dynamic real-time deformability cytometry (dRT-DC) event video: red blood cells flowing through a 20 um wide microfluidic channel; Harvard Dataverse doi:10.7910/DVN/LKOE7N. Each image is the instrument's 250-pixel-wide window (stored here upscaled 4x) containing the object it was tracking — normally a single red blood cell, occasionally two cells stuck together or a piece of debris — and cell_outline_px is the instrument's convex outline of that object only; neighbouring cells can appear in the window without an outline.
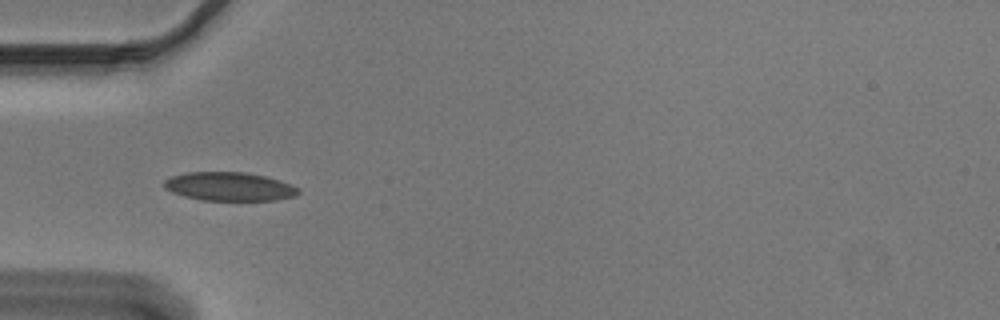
{"species": "Egyptian fruit bat (a non-hibernating species)", "species_latin": "Rousettus aegyptiacus", "temperature_condition": "cold", "stored_images_in_passage": 14, "camera_frame_rate_fps": 3000, "um_per_image_px": 0.085, "animal": {"sex": "male"}, "frame": {"image": 1, "passage_image": 5, "time_ms": 1.333, "image_size_px": [1000, 320], "cell_outline_px": [[300, 192], [296, 196], [276, 200], [200, 200], [184, 196], [172, 192], [164, 188], [164, 180], [172, 176], [188, 172], [248, 172], [280, 180], [300, 188]], "centroid_in_image_um": [19.51, 15.85], "position_along_channel_um": 65.5, "area_um2": 22.48}}
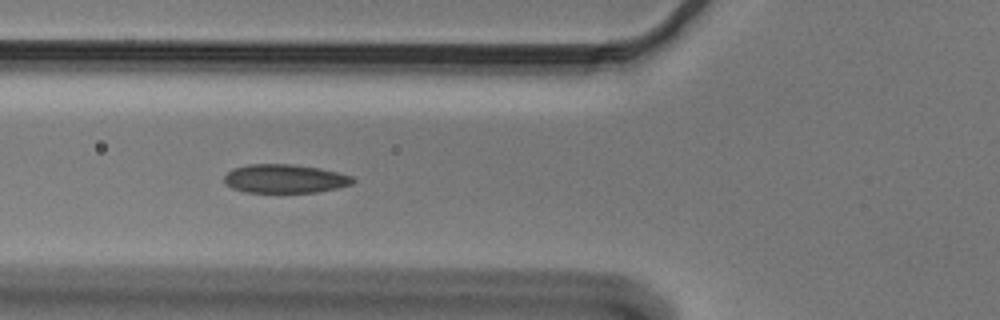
{"frame": {"image": 2, "passage_image": 8, "time_ms": 2.333, "image_size_px": [1000, 320], "cell_outline_px": [[356, 180], [352, 184], [336, 188], [316, 192], [244, 192], [232, 188], [224, 180], [224, 176], [232, 168], [248, 164], [292, 164], [320, 168], [352, 176]], "centroid_in_image_um": [24.2, 15.18], "position_along_channel_um": 101.6, "area_um2": 21.44}}
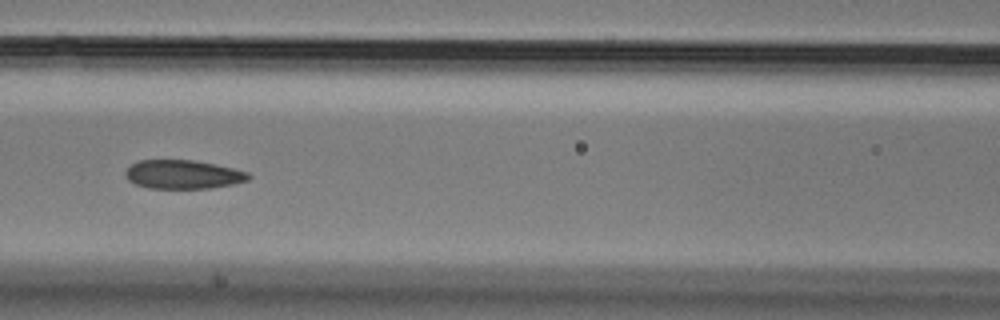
{"frame": {"image": 3, "passage_image": 12, "time_ms": 3.667, "image_size_px": [1000, 320], "cell_outline_px": [[252, 176], [248, 180], [232, 184], [208, 188], [148, 188], [136, 184], [128, 180], [124, 176], [124, 172], [132, 164], [140, 160], [196, 160], [216, 164], [248, 172]], "centroid_in_image_um": [15.55, 14.82], "position_along_channel_um": 151.1, "area_um2": 20.63}}